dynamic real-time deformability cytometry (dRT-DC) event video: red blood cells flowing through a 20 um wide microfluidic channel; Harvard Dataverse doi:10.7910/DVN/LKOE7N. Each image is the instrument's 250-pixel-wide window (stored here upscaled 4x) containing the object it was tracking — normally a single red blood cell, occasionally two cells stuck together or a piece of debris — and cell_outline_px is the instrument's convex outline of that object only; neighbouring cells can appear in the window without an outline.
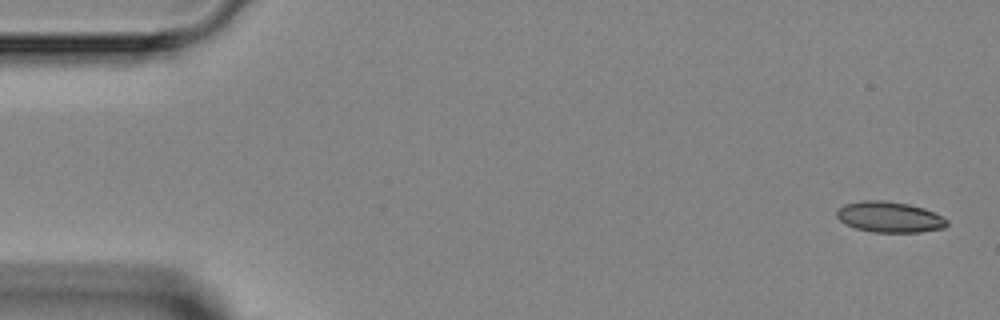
{"species": "Egyptian fruit bat (a non-hibernating species)", "species_latin": "Rousettus aegyptiacus", "temperature_condition": "room temperature", "stored_images_in_passage": 5, "camera_frame_rate_fps": 3000, "um_per_image_px": 0.085, "animal": {"sex": "female"}, "frame": {"image": 1, "passage_image": 1, "time_ms": 0.0, "image_size_px": [1000, 320], "cell_outline_px": [[948, 224], [944, 228], [920, 232], [872, 232], [856, 228], [840, 220], [836, 216], [836, 208], [844, 204], [864, 200], [884, 200], [908, 204], [924, 208], [948, 220]], "centroid_in_image_um": [75.58, 18.44], "position_along_channel_um": 9.4, "area_um2": 19.71}}
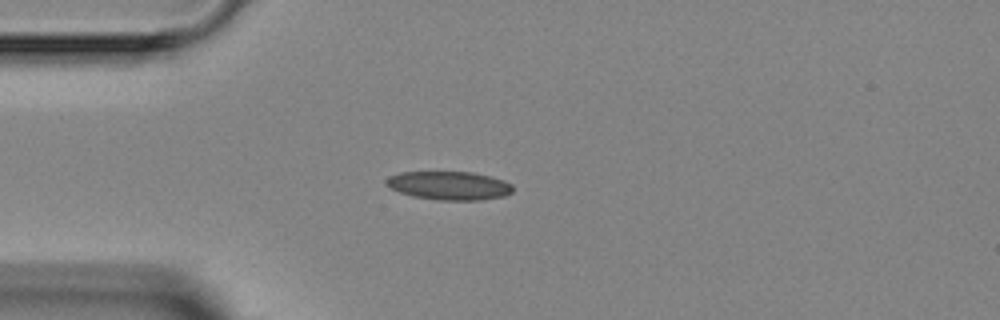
{"frame": {"image": 2, "passage_image": 4, "time_ms": 3.667, "image_size_px": [1000, 320], "cell_outline_px": [[512, 192], [504, 196], [480, 200], [436, 200], [412, 196], [400, 192], [384, 184], [384, 180], [388, 176], [400, 172], [472, 172], [504, 180], [512, 184]], "centroid_in_image_um": [38.15, 15.77], "position_along_channel_um": 46.9, "area_um2": 21.1}}